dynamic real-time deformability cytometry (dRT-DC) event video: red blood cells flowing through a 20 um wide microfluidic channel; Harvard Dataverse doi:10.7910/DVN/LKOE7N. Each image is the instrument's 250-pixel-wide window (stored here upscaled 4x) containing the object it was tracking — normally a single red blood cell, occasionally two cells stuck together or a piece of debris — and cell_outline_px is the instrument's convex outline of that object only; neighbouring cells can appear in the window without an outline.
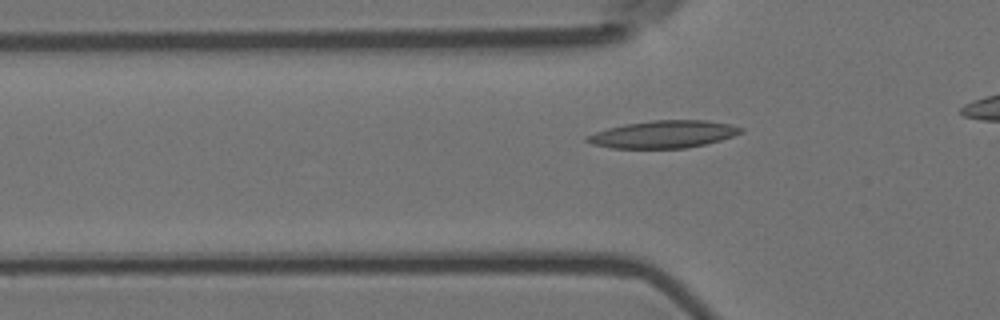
{"species": "Egyptian fruit bat (a non-hibernating species)", "species_latin": "Rousettus aegyptiacus", "temperature_condition": "room temperature", "stored_images_in_passage": 37, "camera_frame_rate_fps": 3000, "um_per_image_px": 0.085, "animal": {"sex": "female"}, "frame": {"image": 1, "passage_image": 9, "time_ms": 2.667, "image_size_px": [1000, 320], "cell_outline_px": [[744, 128], [740, 132], [732, 136], [720, 140], [704, 144], [684, 148], [612, 148], [592, 144], [584, 140], [584, 136], [608, 128], [624, 124], [652, 120], [704, 120], [728, 124]], "centroid_in_image_um": [56.33, 11.41], "position_along_channel_um": 69.5, "area_um2": 24.33}}
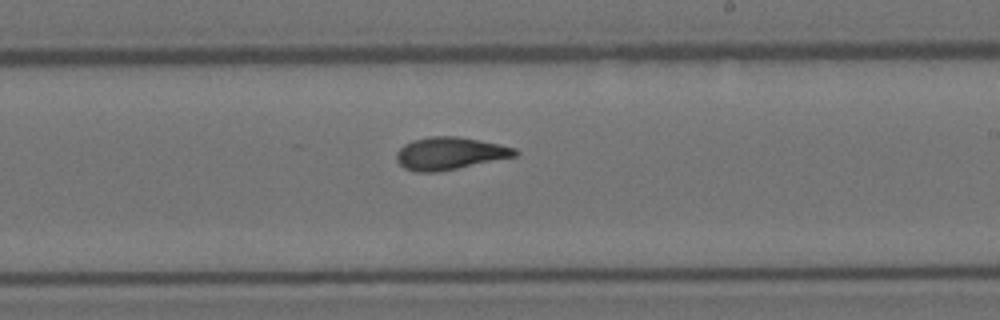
{"frame": {"image": 2, "passage_image": 24, "time_ms": 7.667, "image_size_px": [1000, 320], "cell_outline_px": [[520, 152], [516, 156], [436, 172], [416, 172], [404, 168], [396, 160], [396, 152], [404, 144], [412, 140], [432, 136], [456, 136], [500, 144], [516, 148]], "centroid_in_image_um": [38.21, 13.03], "position_along_channel_um": 250.8, "area_um2": 22.31}}
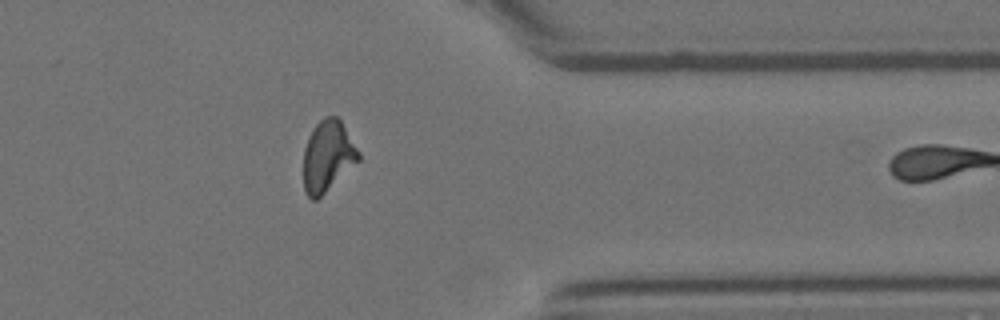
{"frame": {"image": 3, "passage_image": 36, "time_ms": 11.667, "image_size_px": [1000, 320], "cell_outline_px": [[360, 160], [316, 200], [312, 200], [304, 192], [304, 148], [308, 136], [316, 124], [324, 116], [336, 116], [340, 120], [360, 152]], "centroid_in_image_um": [27.85, 13.26], "position_along_channel_um": 383.6, "area_um2": 22.66}}